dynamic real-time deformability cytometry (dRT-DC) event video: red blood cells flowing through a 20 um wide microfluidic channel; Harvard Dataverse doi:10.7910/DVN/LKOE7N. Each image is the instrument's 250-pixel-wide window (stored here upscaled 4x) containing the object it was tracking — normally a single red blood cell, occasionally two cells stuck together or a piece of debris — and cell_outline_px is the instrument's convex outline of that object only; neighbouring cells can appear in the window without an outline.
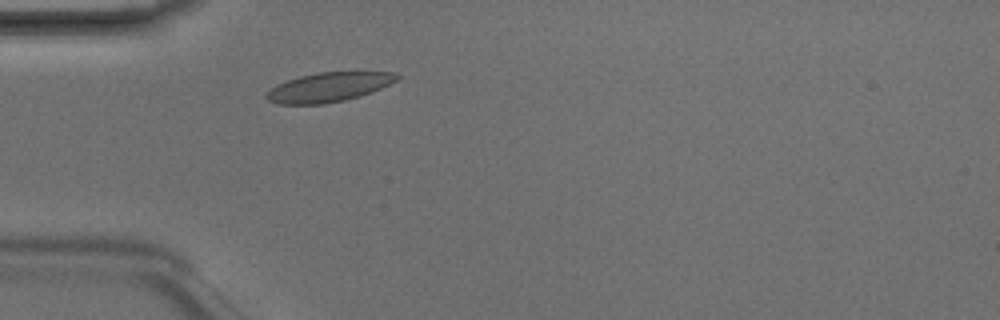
{"species": "Egyptian fruit bat (a non-hibernating species)", "species_latin": "Rousettus aegyptiacus", "temperature_condition": "room temperature", "stored_images_in_passage": 2, "camera_frame_rate_fps": 3000, "um_per_image_px": 0.085, "animal": {"sex": "male"}, "frame": {"image": 1, "passage_image": 2, "time_ms": 0.333, "image_size_px": [1000, 320], "cell_outline_px": [[400, 76], [396, 80], [380, 88], [360, 96], [344, 100], [324, 104], [276, 104], [268, 100], [264, 96], [276, 84], [300, 76], [320, 72], [392, 72]], "centroid_in_image_um": [27.89, 7.41], "position_along_channel_um": 57.1, "area_um2": 22.02}}